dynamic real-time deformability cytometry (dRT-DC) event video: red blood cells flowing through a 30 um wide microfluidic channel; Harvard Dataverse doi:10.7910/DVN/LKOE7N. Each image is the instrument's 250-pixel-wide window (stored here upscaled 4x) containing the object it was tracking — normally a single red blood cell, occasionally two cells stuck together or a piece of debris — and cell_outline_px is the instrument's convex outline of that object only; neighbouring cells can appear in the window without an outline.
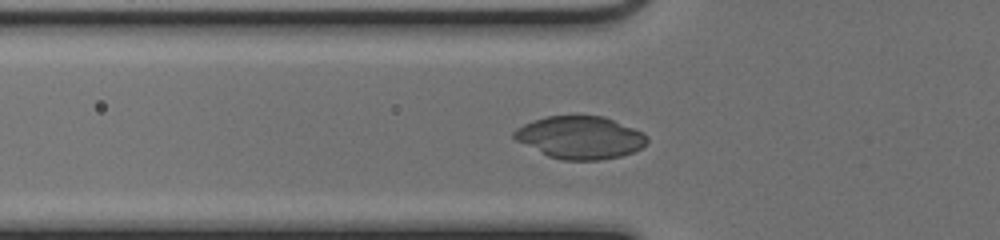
{"species": "common noctule bat (a hibernating species)", "species_latin": "Nyctalus noctula", "temperature_condition": "cold", "stored_images_in_passage": 39, "camera_frame_rate_fps": 3000, "um_per_image_px": 0.085, "animal": {"sex": "female", "body_mass_g": 17.0, "forearm_length_mm": 48.0}, "frame": {"image": 1, "passage_image": 7, "time_ms": 2.0, "image_size_px": [1000, 240], "cell_outline_px": [[648, 140], [640, 148], [632, 152], [620, 156], [600, 160], [560, 160], [548, 156], [516, 140], [512, 136], [512, 132], [516, 128], [532, 120], [548, 116], [604, 116], [632, 128], [648, 136]], "centroid_in_image_um": [49.27, 11.69], "position_along_channel_um": 76.5, "area_um2": 32.71}}
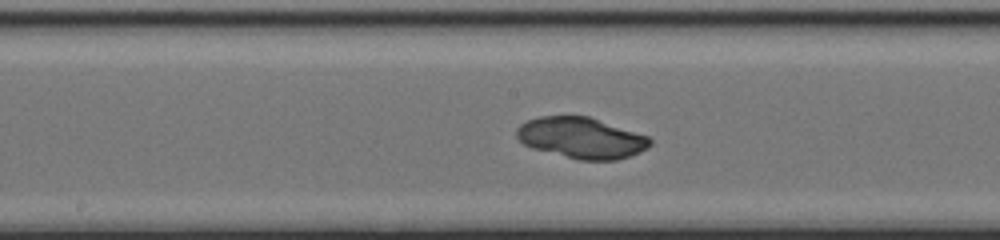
{"frame": {"image": 2, "passage_image": 16, "time_ms": 5.0, "image_size_px": [1000, 240], "cell_outline_px": [[652, 144], [648, 148], [640, 152], [616, 160], [580, 160], [532, 148], [524, 144], [516, 136], [516, 128], [520, 124], [528, 120], [540, 116], [588, 116], [648, 136], [652, 140]], "centroid_in_image_um": [49.42, 11.72], "position_along_channel_um": 198.8, "area_um2": 31.73}}
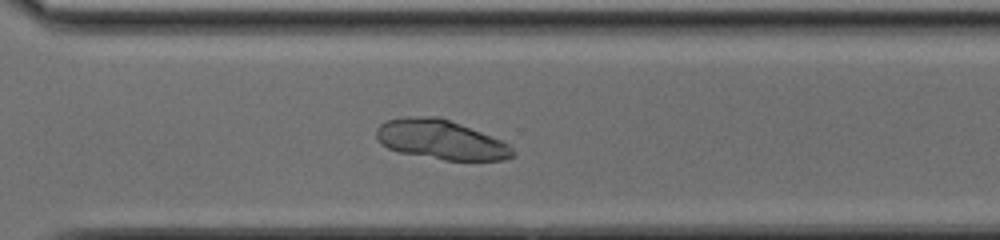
{"frame": {"image": 3, "passage_image": 26, "time_ms": 8.333, "image_size_px": [1000, 240], "cell_outline_px": [[516, 156], [504, 160], [444, 160], [396, 152], [380, 144], [376, 140], [376, 128], [380, 124], [388, 120], [404, 116], [440, 116], [500, 140], [508, 144], [516, 152]], "centroid_in_image_um": [37.43, 11.88], "position_along_channel_um": 333.2, "area_um2": 31.62}}